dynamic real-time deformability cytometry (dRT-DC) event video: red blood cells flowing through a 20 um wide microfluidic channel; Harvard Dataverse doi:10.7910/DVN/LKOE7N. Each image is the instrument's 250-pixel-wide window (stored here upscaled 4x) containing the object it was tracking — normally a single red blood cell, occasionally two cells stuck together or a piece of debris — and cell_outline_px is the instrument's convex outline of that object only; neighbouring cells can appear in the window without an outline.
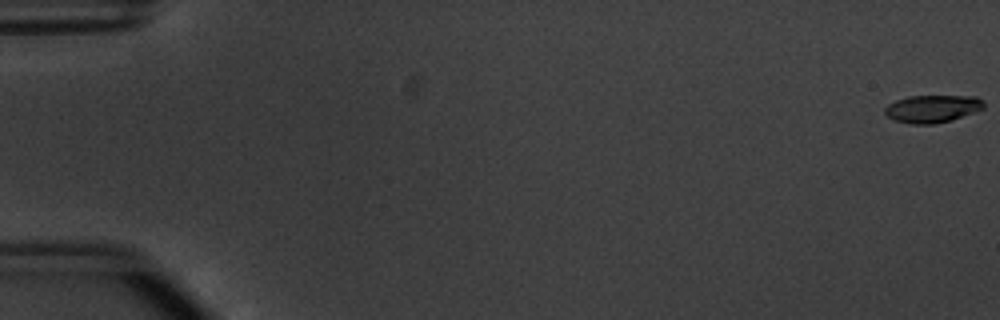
{"species": "common noctule bat (a hibernating species)", "species_latin": "Nyctalus noctula", "temperature_condition": "warm", "stored_images_in_passage": 54, "camera_frame_rate_fps": 3000, "um_per_image_px": 0.085, "animal": {"sex": "male", "body_mass_g": 20.1, "forearm_length_mm": 53.5}, "frame": {"image": 1, "passage_image": 1, "time_ms": 0.0, "image_size_px": [1000, 320], "cell_outline_px": [[984, 108], [936, 124], [912, 124], [892, 120], [884, 112], [884, 108], [888, 104], [896, 100], [908, 96], [976, 96], [984, 104]], "centroid_in_image_um": [79.18, 9.24], "position_along_channel_um": 5.8, "area_um2": 15.66}}
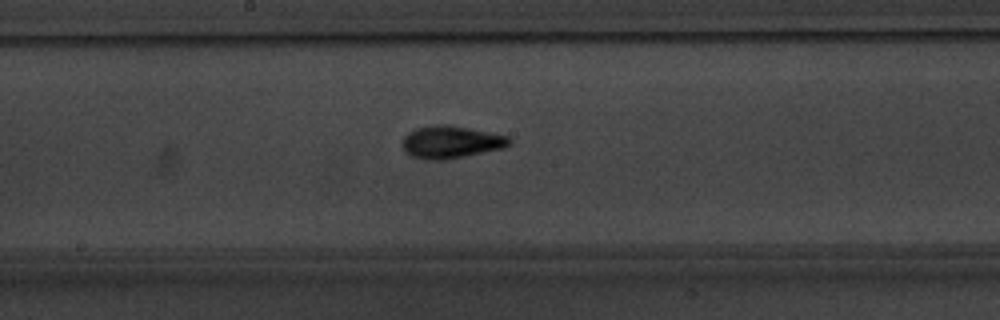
{"frame": {"image": 2, "passage_image": 30, "time_ms": 9.667, "image_size_px": [1000, 320], "cell_outline_px": [[512, 144], [504, 148], [444, 160], [424, 160], [412, 156], [404, 152], [400, 144], [404, 136], [408, 132], [416, 128], [436, 124], [448, 124], [508, 136], [512, 140]], "centroid_in_image_um": [38.29, 12.08], "position_along_channel_um": 209.9, "area_um2": 20.46}}
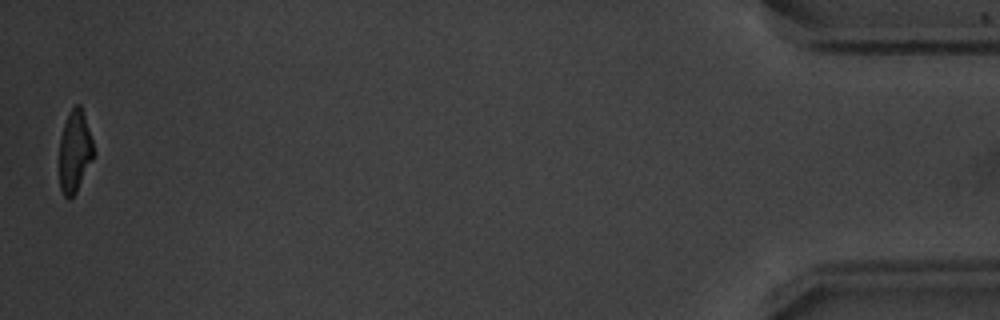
{"frame": {"image": 3, "passage_image": 54, "time_ms": 17.667, "image_size_px": [1000, 320], "cell_outline_px": [[96, 152], [76, 192], [68, 200], [64, 196], [60, 188], [60, 140], [64, 124], [68, 112], [76, 104], [80, 104]], "centroid_in_image_um": [6.36, 12.88], "position_along_channel_um": 428.8, "area_um2": 16.18}, "authors_computed_cell_mechanics": {"area_um2": 17.8024, "velocity_mm_per_s": 3.8312, "shape_relaxation_time_tau1_ms": 2.2713, "shape_relaxation_time_tau2_ms": 1.4668, "deformation_change_tau1": 0.1649, "deformation_change_tau2": 0.0771}}